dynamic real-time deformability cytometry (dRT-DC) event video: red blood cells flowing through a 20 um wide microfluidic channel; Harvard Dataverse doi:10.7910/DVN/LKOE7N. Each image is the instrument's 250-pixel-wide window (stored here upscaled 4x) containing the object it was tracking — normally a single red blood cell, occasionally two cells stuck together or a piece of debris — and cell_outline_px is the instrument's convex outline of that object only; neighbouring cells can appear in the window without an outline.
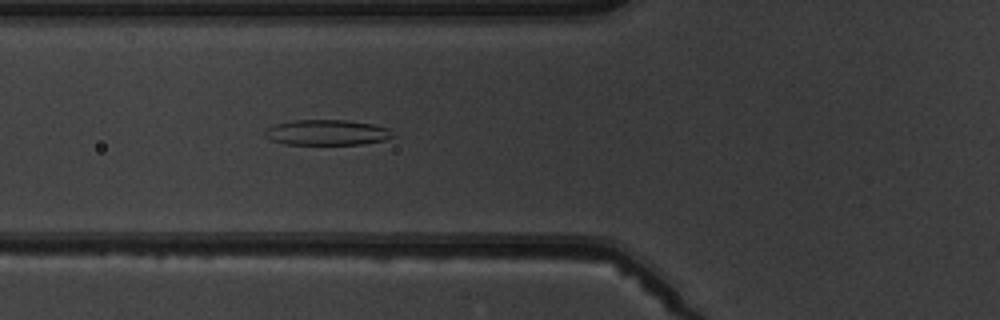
{"species": "common noctule bat (a hibernating species)", "species_latin": "Nyctalus noctula", "temperature_condition": "warm", "stored_images_in_passage": 6, "camera_frame_rate_fps": 3000, "um_per_image_px": 0.085, "animal": {"sex": "male", "body_mass_g": 19.5, "forearm_length_mm": 54.6}, "frame": {"image": 1, "passage_image": 6, "time_ms": 6.0, "image_size_px": [1000, 320], "cell_outline_px": [[392, 136], [384, 140], [360, 144], [284, 144], [272, 140], [264, 132], [268, 128], [276, 124], [292, 120], [344, 120], [372, 124], [388, 128]], "centroid_in_image_um": [27.77, 11.26], "position_along_channel_um": 98.0, "area_um2": 18.55}}